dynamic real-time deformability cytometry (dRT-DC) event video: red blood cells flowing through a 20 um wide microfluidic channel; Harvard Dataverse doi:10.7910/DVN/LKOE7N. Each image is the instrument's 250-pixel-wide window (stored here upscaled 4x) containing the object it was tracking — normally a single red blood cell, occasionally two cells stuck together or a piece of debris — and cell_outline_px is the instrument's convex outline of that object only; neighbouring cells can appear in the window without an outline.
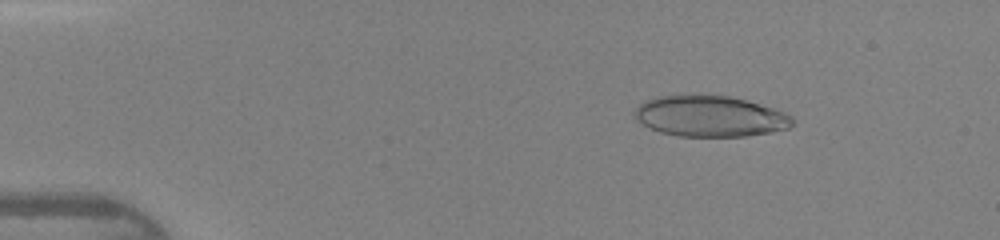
{"species": "human", "species_latin": "Homo sapiens", "temperature_condition": "warm", "stored_images_in_passage": 46, "camera_frame_rate_fps": 3000, "um_per_image_px": 0.085, "donor": {"sex": "female"}, "frame": {"image": 1, "passage_image": 7, "time_ms": 2.0, "image_size_px": [1000, 240], "cell_outline_px": [[796, 124], [788, 128], [748, 136], [676, 136], [660, 132], [644, 124], [632, 112], [644, 100], [656, 96], [696, 92], [728, 96], [744, 100], [772, 108], [784, 112], [792, 116], [796, 120]], "centroid_in_image_um": [60.34, 9.84], "position_along_channel_um": 24.7, "area_um2": 38.21}}
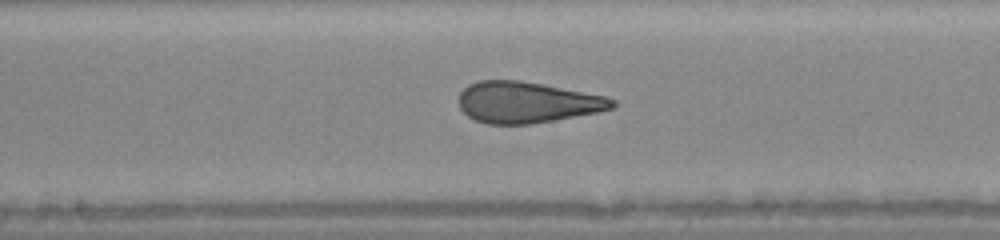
{"frame": {"image": 2, "passage_image": 25, "time_ms": 8.0, "image_size_px": [1000, 240], "cell_outline_px": [[616, 108], [600, 112], [532, 124], [488, 124], [476, 120], [468, 116], [460, 108], [460, 92], [468, 84], [480, 80], [520, 80], [608, 96], [616, 100]], "centroid_in_image_um": [44.85, 8.7], "position_along_channel_um": 203.3, "area_um2": 37.05}}
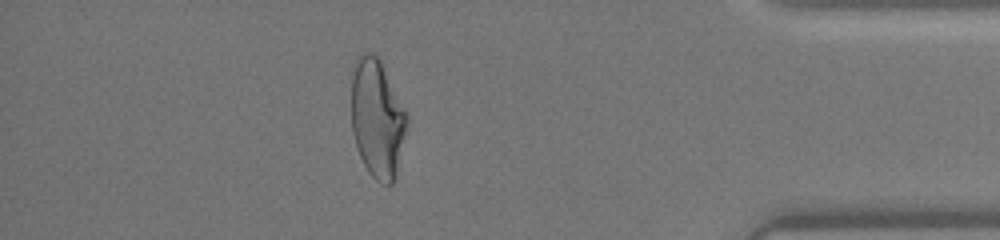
{"frame": {"image": 3, "passage_image": 41, "time_ms": 13.333, "image_size_px": [1000, 240], "cell_outline_px": [[408, 120], [396, 180], [392, 184], [380, 184], [368, 172], [360, 156], [352, 132], [352, 64], [356, 56], [360, 52], [372, 52], [380, 60], [408, 112]], "centroid_in_image_um": [32.07, 10.05], "position_along_channel_um": 403.1, "area_um2": 39.02}, "authors_computed_cell_mechanics": {"area_um2": 38.3792, "velocity_mm_per_s": 4.3903, "shape_relaxation_time_tau1_ms": 8.1082, "shape_relaxation_time_tau2_ms": 0.861, "deformation_change_tau1": 0.2752, "deformation_change_tau2": 0.0898}}